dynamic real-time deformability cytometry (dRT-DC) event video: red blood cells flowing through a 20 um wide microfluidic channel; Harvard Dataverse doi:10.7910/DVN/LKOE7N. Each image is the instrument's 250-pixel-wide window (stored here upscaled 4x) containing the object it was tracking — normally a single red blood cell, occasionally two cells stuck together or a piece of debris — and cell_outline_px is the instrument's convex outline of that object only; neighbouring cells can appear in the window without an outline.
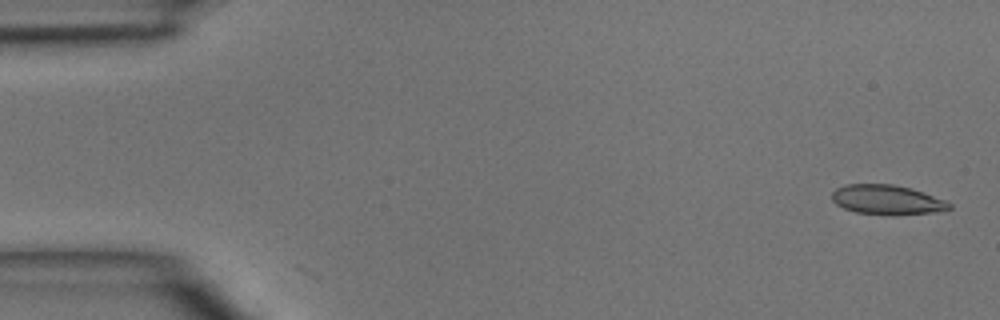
{"species": "common noctule bat (a hibernating species)", "species_latin": "Nyctalus noctula", "temperature_condition": "room temperature", "stored_images_in_passage": 2, "camera_frame_rate_fps": 3000, "um_per_image_px": 0.085, "animal": {"sex": "male", "body_mass_g": 15.6}, "frame": {"image": 1, "passage_image": 2, "time_ms": 0.333, "image_size_px": [1000, 320], "cell_outline_px": [[952, 208], [932, 212], [892, 216], [856, 212], [844, 208], [836, 204], [832, 200], [832, 192], [836, 188], [844, 184], [892, 184], [912, 188], [944, 200], [952, 204]], "centroid_in_image_um": [75.37, 16.98], "position_along_channel_um": 9.6, "area_um2": 20.35}}